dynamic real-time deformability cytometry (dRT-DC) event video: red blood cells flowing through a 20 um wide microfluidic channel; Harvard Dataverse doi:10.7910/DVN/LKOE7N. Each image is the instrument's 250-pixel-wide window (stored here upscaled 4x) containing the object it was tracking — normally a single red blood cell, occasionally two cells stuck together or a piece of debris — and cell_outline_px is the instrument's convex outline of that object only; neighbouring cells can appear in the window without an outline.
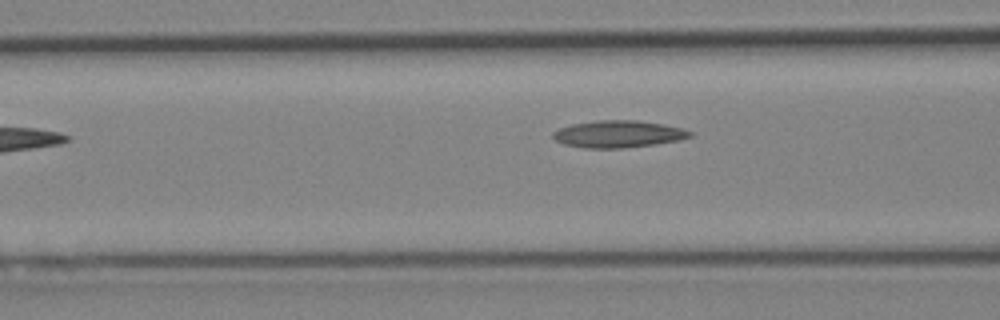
{"species": "Egyptian fruit bat (a non-hibernating species)", "species_latin": "Rousettus aegyptiacus", "temperature_condition": "cold", "stored_images_in_passage": 8, "camera_frame_rate_fps": 3000, "um_per_image_px": 0.085, "animal": {"sex": "female"}, "frame": {"image": 1, "passage_image": 6, "time_ms": 6.0, "image_size_px": [1000, 320], "cell_outline_px": [[692, 136], [680, 140], [624, 148], [584, 148], [564, 144], [556, 140], [552, 136], [552, 132], [560, 128], [572, 124], [596, 120], [636, 120], [664, 124], [680, 128], [692, 132]], "centroid_in_image_um": [52.53, 11.39], "position_along_channel_um": 114.1, "area_um2": 21.5}}
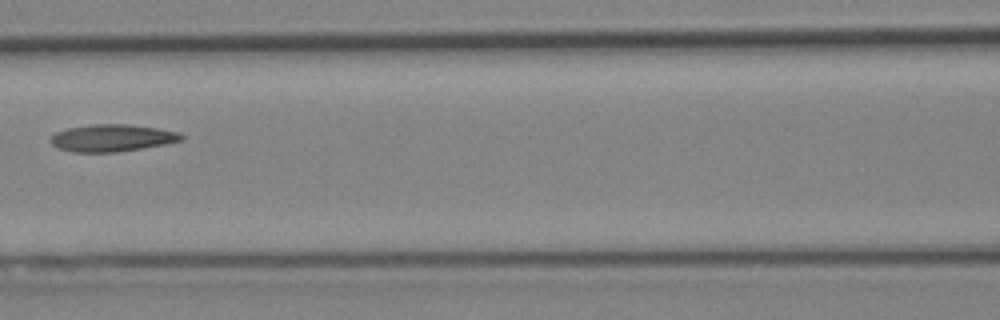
{"frame": {"image": 2, "passage_image": 7, "time_ms": 7.0, "image_size_px": [1000, 320], "cell_outline_px": [[184, 140], [164, 144], [116, 152], [72, 152], [56, 148], [52, 144], [52, 136], [56, 132], [68, 128], [92, 124], [128, 124], [156, 128], [176, 132], [184, 136]], "centroid_in_image_um": [9.5, 11.73], "position_along_channel_um": 157.1, "area_um2": 20.46}}
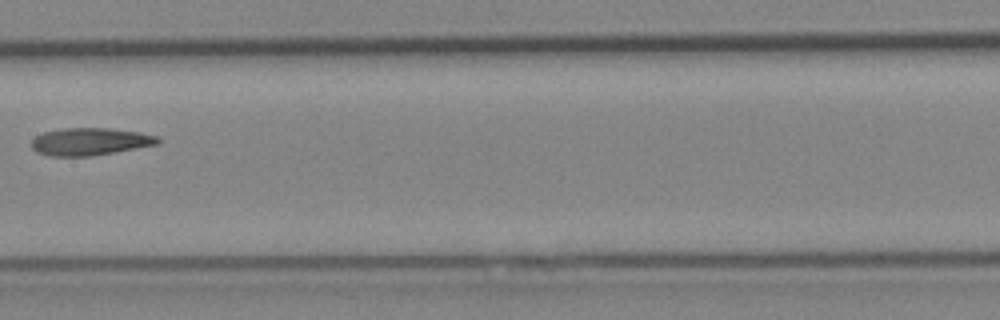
{"frame": {"image": 3, "passage_image": 8, "time_ms": 8.0, "image_size_px": [1000, 320], "cell_outline_px": [[160, 144], [116, 152], [92, 156], [48, 156], [36, 152], [32, 148], [32, 140], [36, 136], [44, 132], [64, 128], [108, 128], [140, 132], [156, 136], [160, 140]], "centroid_in_image_um": [7.66, 12.04], "position_along_channel_um": 199.7, "area_um2": 20.29}}